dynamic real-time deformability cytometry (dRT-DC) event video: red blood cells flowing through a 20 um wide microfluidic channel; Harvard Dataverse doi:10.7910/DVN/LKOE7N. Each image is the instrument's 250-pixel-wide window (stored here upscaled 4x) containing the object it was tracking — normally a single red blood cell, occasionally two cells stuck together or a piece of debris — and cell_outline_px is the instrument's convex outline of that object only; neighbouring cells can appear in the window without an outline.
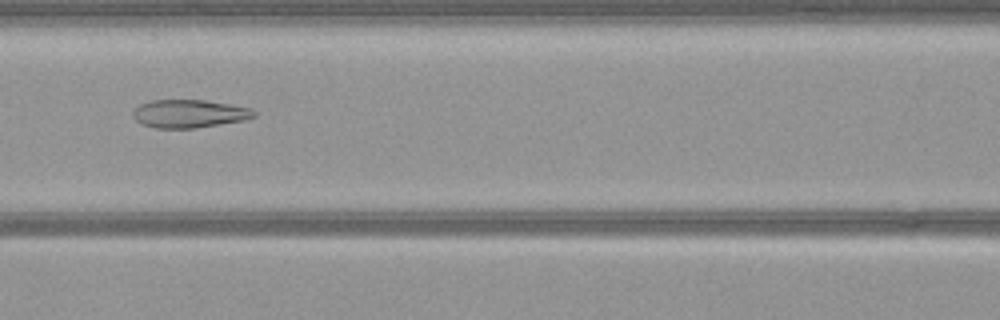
{"species": "common noctule bat (a hibernating species)", "species_latin": "Nyctalus noctula", "temperature_condition": "warm", "stored_images_in_passage": 40, "camera_frame_rate_fps": 3000, "um_per_image_px": 0.085, "animal": {"sex": "female", "body_mass_g": 21.9}, "frame": {"image": 1, "passage_image": 10, "time_ms": 3.0, "image_size_px": [1000, 320], "cell_outline_px": [[256, 116], [244, 120], [196, 128], [156, 128], [140, 124], [132, 116], [132, 112], [140, 104], [152, 100], [204, 100], [228, 104], [248, 108], [256, 112]], "centroid_in_image_um": [16.04, 9.67], "position_along_channel_um": 150.6, "area_um2": 19.71}}
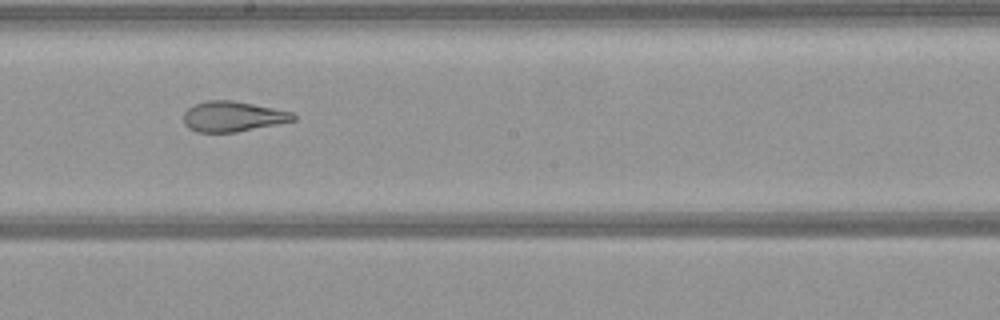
{"frame": {"image": 2, "passage_image": 16, "time_ms": 5.0, "image_size_px": [1000, 320], "cell_outline_px": [[296, 120], [236, 132], [196, 132], [188, 128], [184, 124], [184, 112], [188, 108], [196, 104], [208, 100], [232, 100], [292, 112], [296, 116]], "centroid_in_image_um": [19.76, 9.9], "position_along_channel_um": 228.4, "area_um2": 19.19}}
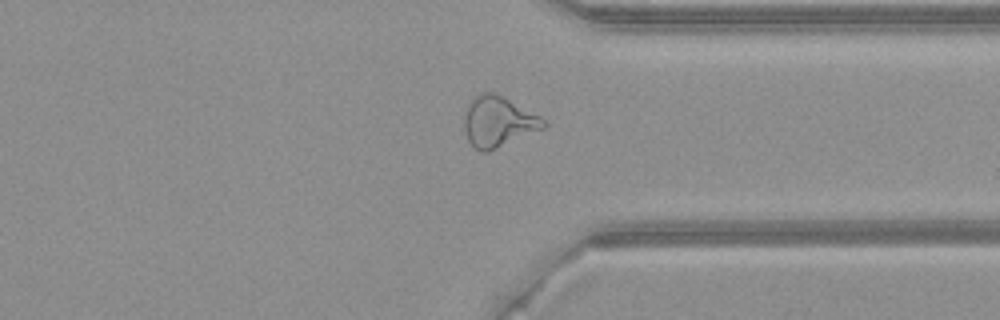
{"frame": {"image": 3, "passage_image": 27, "time_ms": 8.667, "image_size_px": [1000, 320], "cell_outline_px": [[548, 124], [544, 128], [488, 152], [480, 152], [472, 148], [468, 140], [464, 128], [464, 112], [472, 96], [484, 92], [492, 92], [540, 116]], "centroid_in_image_um": [42.3, 10.37], "position_along_channel_um": 369.1, "area_um2": 23.29}}